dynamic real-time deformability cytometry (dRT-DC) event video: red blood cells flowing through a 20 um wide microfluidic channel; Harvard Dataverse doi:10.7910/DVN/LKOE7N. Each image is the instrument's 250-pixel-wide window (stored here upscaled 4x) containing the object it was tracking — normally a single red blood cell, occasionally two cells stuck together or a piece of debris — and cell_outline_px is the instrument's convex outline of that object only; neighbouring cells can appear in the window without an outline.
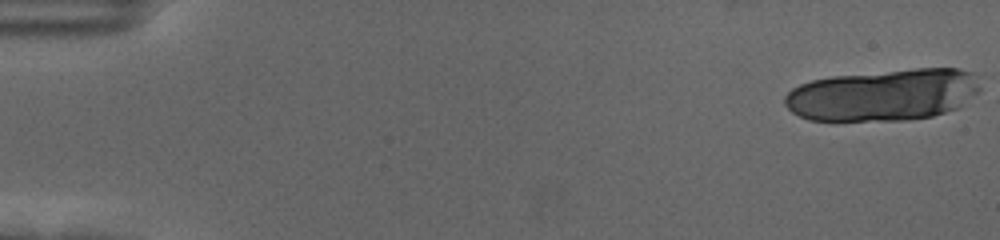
{"species": "human", "species_latin": "Homo sapiens", "temperature_condition": "cold", "stored_images_in_passage": 21, "camera_frame_rate_fps": 3000, "um_per_image_px": 0.085, "donor": {"sex": "female"}, "frame": {"image": 1, "passage_image": 1, "time_ms": 0.0, "image_size_px": [1000, 240], "cell_outline_px": [[980, 88], [976, 92], [956, 108], [932, 116], [908, 120], [808, 120], [792, 112], [784, 104], [784, 96], [792, 88], [800, 84], [812, 80], [832, 76], [916, 68], [956, 68], [972, 72]], "centroid_in_image_um": [75.03, 8.06], "position_along_channel_um": 10.0, "area_um2": 58.55}}